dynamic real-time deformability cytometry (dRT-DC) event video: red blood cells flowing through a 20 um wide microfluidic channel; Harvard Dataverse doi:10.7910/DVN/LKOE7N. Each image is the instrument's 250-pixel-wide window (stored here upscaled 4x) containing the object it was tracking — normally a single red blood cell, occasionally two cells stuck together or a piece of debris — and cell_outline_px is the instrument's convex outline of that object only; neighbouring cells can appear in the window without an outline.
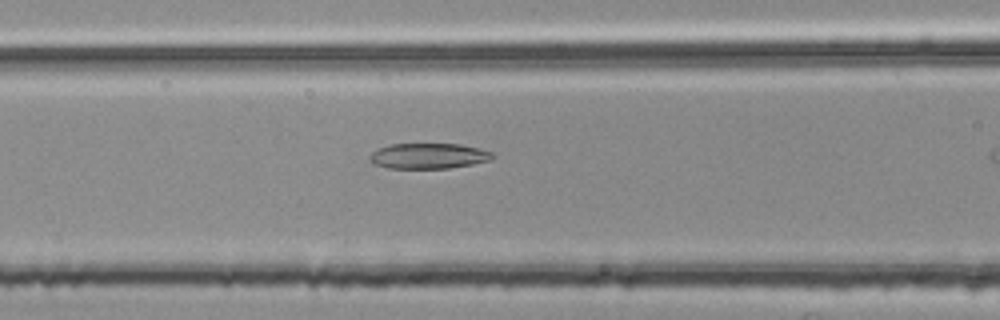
{"species": "common noctule bat (a hibernating species)", "species_latin": "Nyctalus noctula", "temperature_condition": "room temperature", "stored_images_in_passage": 20, "camera_frame_rate_fps": 3000, "um_per_image_px": 0.085, "animal": {"sex": "female", "body_mass_g": 25.1}, "frame": {"image": 1, "passage_image": 15, "time_ms": 4.667, "image_size_px": [1000, 320], "cell_outline_px": [[496, 156], [492, 160], [472, 164], [448, 168], [388, 168], [372, 164], [368, 160], [368, 156], [372, 152], [388, 144], [460, 144], [480, 148], [492, 152]], "centroid_in_image_um": [36.42, 13.25], "position_along_channel_um": 130.2, "area_um2": 18.44}}